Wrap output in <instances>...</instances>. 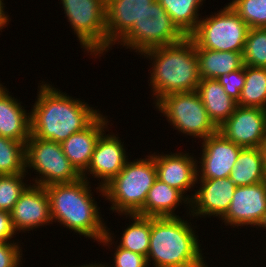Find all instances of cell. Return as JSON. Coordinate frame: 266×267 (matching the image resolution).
Masks as SVG:
<instances>
[{
  "instance_id": "obj_26",
  "label": "cell",
  "mask_w": 266,
  "mask_h": 267,
  "mask_svg": "<svg viewBox=\"0 0 266 267\" xmlns=\"http://www.w3.org/2000/svg\"><path fill=\"white\" fill-rule=\"evenodd\" d=\"M244 75L245 84L237 105L266 110V68L244 65Z\"/></svg>"
},
{
  "instance_id": "obj_14",
  "label": "cell",
  "mask_w": 266,
  "mask_h": 267,
  "mask_svg": "<svg viewBox=\"0 0 266 267\" xmlns=\"http://www.w3.org/2000/svg\"><path fill=\"white\" fill-rule=\"evenodd\" d=\"M266 211V181L250 186L236 187L226 214L221 218L225 225L256 227Z\"/></svg>"
},
{
  "instance_id": "obj_31",
  "label": "cell",
  "mask_w": 266,
  "mask_h": 267,
  "mask_svg": "<svg viewBox=\"0 0 266 267\" xmlns=\"http://www.w3.org/2000/svg\"><path fill=\"white\" fill-rule=\"evenodd\" d=\"M26 173L0 175V210L11 212L19 197L29 187L23 182Z\"/></svg>"
},
{
  "instance_id": "obj_17",
  "label": "cell",
  "mask_w": 266,
  "mask_h": 267,
  "mask_svg": "<svg viewBox=\"0 0 266 267\" xmlns=\"http://www.w3.org/2000/svg\"><path fill=\"white\" fill-rule=\"evenodd\" d=\"M157 171V178L181 191H186L197 184V159L188 153L178 152L162 155L152 154Z\"/></svg>"
},
{
  "instance_id": "obj_19",
  "label": "cell",
  "mask_w": 266,
  "mask_h": 267,
  "mask_svg": "<svg viewBox=\"0 0 266 267\" xmlns=\"http://www.w3.org/2000/svg\"><path fill=\"white\" fill-rule=\"evenodd\" d=\"M105 115H99L84 130L70 135L61 143L63 153L75 169L82 174L88 167L100 135L108 128Z\"/></svg>"
},
{
  "instance_id": "obj_32",
  "label": "cell",
  "mask_w": 266,
  "mask_h": 267,
  "mask_svg": "<svg viewBox=\"0 0 266 267\" xmlns=\"http://www.w3.org/2000/svg\"><path fill=\"white\" fill-rule=\"evenodd\" d=\"M113 264L107 267H149L147 257L115 245Z\"/></svg>"
},
{
  "instance_id": "obj_18",
  "label": "cell",
  "mask_w": 266,
  "mask_h": 267,
  "mask_svg": "<svg viewBox=\"0 0 266 267\" xmlns=\"http://www.w3.org/2000/svg\"><path fill=\"white\" fill-rule=\"evenodd\" d=\"M156 0H106V51L112 48Z\"/></svg>"
},
{
  "instance_id": "obj_16",
  "label": "cell",
  "mask_w": 266,
  "mask_h": 267,
  "mask_svg": "<svg viewBox=\"0 0 266 267\" xmlns=\"http://www.w3.org/2000/svg\"><path fill=\"white\" fill-rule=\"evenodd\" d=\"M11 213L15 231H31L52 224L50 200L45 187L29 185L14 205Z\"/></svg>"
},
{
  "instance_id": "obj_21",
  "label": "cell",
  "mask_w": 266,
  "mask_h": 267,
  "mask_svg": "<svg viewBox=\"0 0 266 267\" xmlns=\"http://www.w3.org/2000/svg\"><path fill=\"white\" fill-rule=\"evenodd\" d=\"M184 201V202H183ZM185 204L190 205V196L183 194L178 189L169 186L158 178L147 194L143 208L137 213L147 217H178L175 209Z\"/></svg>"
},
{
  "instance_id": "obj_27",
  "label": "cell",
  "mask_w": 266,
  "mask_h": 267,
  "mask_svg": "<svg viewBox=\"0 0 266 267\" xmlns=\"http://www.w3.org/2000/svg\"><path fill=\"white\" fill-rule=\"evenodd\" d=\"M127 216L134 221L124 229L118 246L147 257L150 245L151 217L138 214H127Z\"/></svg>"
},
{
  "instance_id": "obj_11",
  "label": "cell",
  "mask_w": 266,
  "mask_h": 267,
  "mask_svg": "<svg viewBox=\"0 0 266 267\" xmlns=\"http://www.w3.org/2000/svg\"><path fill=\"white\" fill-rule=\"evenodd\" d=\"M218 132L227 140L247 147H262L266 137V110L258 107L237 106Z\"/></svg>"
},
{
  "instance_id": "obj_39",
  "label": "cell",
  "mask_w": 266,
  "mask_h": 267,
  "mask_svg": "<svg viewBox=\"0 0 266 267\" xmlns=\"http://www.w3.org/2000/svg\"><path fill=\"white\" fill-rule=\"evenodd\" d=\"M258 227H260V228L263 227L264 229H266V211H265L264 217H263L262 221L260 222V224L258 225Z\"/></svg>"
},
{
  "instance_id": "obj_28",
  "label": "cell",
  "mask_w": 266,
  "mask_h": 267,
  "mask_svg": "<svg viewBox=\"0 0 266 267\" xmlns=\"http://www.w3.org/2000/svg\"><path fill=\"white\" fill-rule=\"evenodd\" d=\"M26 173L25 144L0 136V175Z\"/></svg>"
},
{
  "instance_id": "obj_36",
  "label": "cell",
  "mask_w": 266,
  "mask_h": 267,
  "mask_svg": "<svg viewBox=\"0 0 266 267\" xmlns=\"http://www.w3.org/2000/svg\"><path fill=\"white\" fill-rule=\"evenodd\" d=\"M5 4L3 3V0H0V31L2 32V28L4 27V26H6L7 24H8V22L10 21L9 19L10 18H8L9 17V15H7L6 13L7 12H5L4 11V6Z\"/></svg>"
},
{
  "instance_id": "obj_20",
  "label": "cell",
  "mask_w": 266,
  "mask_h": 267,
  "mask_svg": "<svg viewBox=\"0 0 266 267\" xmlns=\"http://www.w3.org/2000/svg\"><path fill=\"white\" fill-rule=\"evenodd\" d=\"M5 87L0 88V136L26 144L31 136L30 111Z\"/></svg>"
},
{
  "instance_id": "obj_29",
  "label": "cell",
  "mask_w": 266,
  "mask_h": 267,
  "mask_svg": "<svg viewBox=\"0 0 266 267\" xmlns=\"http://www.w3.org/2000/svg\"><path fill=\"white\" fill-rule=\"evenodd\" d=\"M244 65L266 68V28H250L243 50Z\"/></svg>"
},
{
  "instance_id": "obj_6",
  "label": "cell",
  "mask_w": 266,
  "mask_h": 267,
  "mask_svg": "<svg viewBox=\"0 0 266 267\" xmlns=\"http://www.w3.org/2000/svg\"><path fill=\"white\" fill-rule=\"evenodd\" d=\"M200 19L189 36L196 48L243 53L250 28L229 5Z\"/></svg>"
},
{
  "instance_id": "obj_23",
  "label": "cell",
  "mask_w": 266,
  "mask_h": 267,
  "mask_svg": "<svg viewBox=\"0 0 266 267\" xmlns=\"http://www.w3.org/2000/svg\"><path fill=\"white\" fill-rule=\"evenodd\" d=\"M229 178L237 187L255 185L266 181V167L262 148H242Z\"/></svg>"
},
{
  "instance_id": "obj_34",
  "label": "cell",
  "mask_w": 266,
  "mask_h": 267,
  "mask_svg": "<svg viewBox=\"0 0 266 267\" xmlns=\"http://www.w3.org/2000/svg\"><path fill=\"white\" fill-rule=\"evenodd\" d=\"M20 246L18 242H0V267L21 266L22 250Z\"/></svg>"
},
{
  "instance_id": "obj_38",
  "label": "cell",
  "mask_w": 266,
  "mask_h": 267,
  "mask_svg": "<svg viewBox=\"0 0 266 267\" xmlns=\"http://www.w3.org/2000/svg\"><path fill=\"white\" fill-rule=\"evenodd\" d=\"M262 151L264 155V161H265V167H266V137L264 138L263 144H262Z\"/></svg>"
},
{
  "instance_id": "obj_24",
  "label": "cell",
  "mask_w": 266,
  "mask_h": 267,
  "mask_svg": "<svg viewBox=\"0 0 266 267\" xmlns=\"http://www.w3.org/2000/svg\"><path fill=\"white\" fill-rule=\"evenodd\" d=\"M196 55L200 79H217L244 66L243 55L239 52L196 48Z\"/></svg>"
},
{
  "instance_id": "obj_13",
  "label": "cell",
  "mask_w": 266,
  "mask_h": 267,
  "mask_svg": "<svg viewBox=\"0 0 266 267\" xmlns=\"http://www.w3.org/2000/svg\"><path fill=\"white\" fill-rule=\"evenodd\" d=\"M197 183L200 187L199 190H194L195 194H191L187 215L197 218L198 216L206 218L207 215L222 218L229 209L237 186L229 177L197 179Z\"/></svg>"
},
{
  "instance_id": "obj_15",
  "label": "cell",
  "mask_w": 266,
  "mask_h": 267,
  "mask_svg": "<svg viewBox=\"0 0 266 267\" xmlns=\"http://www.w3.org/2000/svg\"><path fill=\"white\" fill-rule=\"evenodd\" d=\"M119 138L114 133L106 135L105 131L100 135L90 163L81 174L82 178L88 180L87 174H91L92 177L98 178L99 186L104 187L123 169L129 159L126 156L124 142Z\"/></svg>"
},
{
  "instance_id": "obj_35",
  "label": "cell",
  "mask_w": 266,
  "mask_h": 267,
  "mask_svg": "<svg viewBox=\"0 0 266 267\" xmlns=\"http://www.w3.org/2000/svg\"><path fill=\"white\" fill-rule=\"evenodd\" d=\"M16 233L12 224L11 213L0 210V242H14V239L13 241L11 239Z\"/></svg>"
},
{
  "instance_id": "obj_1",
  "label": "cell",
  "mask_w": 266,
  "mask_h": 267,
  "mask_svg": "<svg viewBox=\"0 0 266 267\" xmlns=\"http://www.w3.org/2000/svg\"><path fill=\"white\" fill-rule=\"evenodd\" d=\"M38 85L37 100L30 111L31 136L62 143L88 127L100 114L87 102L63 93L51 84Z\"/></svg>"
},
{
  "instance_id": "obj_2",
  "label": "cell",
  "mask_w": 266,
  "mask_h": 267,
  "mask_svg": "<svg viewBox=\"0 0 266 267\" xmlns=\"http://www.w3.org/2000/svg\"><path fill=\"white\" fill-rule=\"evenodd\" d=\"M89 183L91 182L81 177L72 183L45 187L50 200L51 219L52 222L57 221L75 233L109 247L115 243L112 242L114 236H111L110 229L106 227L101 212L98 211L99 206L92 196Z\"/></svg>"
},
{
  "instance_id": "obj_9",
  "label": "cell",
  "mask_w": 266,
  "mask_h": 267,
  "mask_svg": "<svg viewBox=\"0 0 266 267\" xmlns=\"http://www.w3.org/2000/svg\"><path fill=\"white\" fill-rule=\"evenodd\" d=\"M172 128L187 136L202 140L218 132L209 118L197 91L172 93L162 97L155 105Z\"/></svg>"
},
{
  "instance_id": "obj_33",
  "label": "cell",
  "mask_w": 266,
  "mask_h": 267,
  "mask_svg": "<svg viewBox=\"0 0 266 267\" xmlns=\"http://www.w3.org/2000/svg\"><path fill=\"white\" fill-rule=\"evenodd\" d=\"M225 92L235 101H239L240 92L245 84L244 66L229 74H225L216 79Z\"/></svg>"
},
{
  "instance_id": "obj_5",
  "label": "cell",
  "mask_w": 266,
  "mask_h": 267,
  "mask_svg": "<svg viewBox=\"0 0 266 267\" xmlns=\"http://www.w3.org/2000/svg\"><path fill=\"white\" fill-rule=\"evenodd\" d=\"M137 160V161H136ZM157 179L153 155L127 161L123 169L104 187H96L110 210L120 215L137 214L144 206L148 191Z\"/></svg>"
},
{
  "instance_id": "obj_12",
  "label": "cell",
  "mask_w": 266,
  "mask_h": 267,
  "mask_svg": "<svg viewBox=\"0 0 266 267\" xmlns=\"http://www.w3.org/2000/svg\"><path fill=\"white\" fill-rule=\"evenodd\" d=\"M202 141V155L197 161L200 163V168L197 166V179L229 177L243 147L227 140L219 132Z\"/></svg>"
},
{
  "instance_id": "obj_7",
  "label": "cell",
  "mask_w": 266,
  "mask_h": 267,
  "mask_svg": "<svg viewBox=\"0 0 266 267\" xmlns=\"http://www.w3.org/2000/svg\"><path fill=\"white\" fill-rule=\"evenodd\" d=\"M186 37L156 0L116 44L142 54L155 47L176 44Z\"/></svg>"
},
{
  "instance_id": "obj_37",
  "label": "cell",
  "mask_w": 266,
  "mask_h": 267,
  "mask_svg": "<svg viewBox=\"0 0 266 267\" xmlns=\"http://www.w3.org/2000/svg\"><path fill=\"white\" fill-rule=\"evenodd\" d=\"M66 267H68V266H66ZM72 267H77V266H72ZM78 267H104V264H101V263L100 264L99 263L96 264V263L92 262V264H90V263H89V265L88 264H86V265L83 264V265L78 266Z\"/></svg>"
},
{
  "instance_id": "obj_22",
  "label": "cell",
  "mask_w": 266,
  "mask_h": 267,
  "mask_svg": "<svg viewBox=\"0 0 266 267\" xmlns=\"http://www.w3.org/2000/svg\"><path fill=\"white\" fill-rule=\"evenodd\" d=\"M209 118L219 127L235 111L237 101L231 98L216 79H200L196 90Z\"/></svg>"
},
{
  "instance_id": "obj_3",
  "label": "cell",
  "mask_w": 266,
  "mask_h": 267,
  "mask_svg": "<svg viewBox=\"0 0 266 267\" xmlns=\"http://www.w3.org/2000/svg\"><path fill=\"white\" fill-rule=\"evenodd\" d=\"M141 55L152 62L150 84L156 104L172 93L196 91L200 83L195 42L186 37L173 45L149 49Z\"/></svg>"
},
{
  "instance_id": "obj_25",
  "label": "cell",
  "mask_w": 266,
  "mask_h": 267,
  "mask_svg": "<svg viewBox=\"0 0 266 267\" xmlns=\"http://www.w3.org/2000/svg\"><path fill=\"white\" fill-rule=\"evenodd\" d=\"M177 27L189 37L197 28L199 8L205 0H157Z\"/></svg>"
},
{
  "instance_id": "obj_4",
  "label": "cell",
  "mask_w": 266,
  "mask_h": 267,
  "mask_svg": "<svg viewBox=\"0 0 266 267\" xmlns=\"http://www.w3.org/2000/svg\"><path fill=\"white\" fill-rule=\"evenodd\" d=\"M181 217H151L147 261L154 267H206L198 236Z\"/></svg>"
},
{
  "instance_id": "obj_8",
  "label": "cell",
  "mask_w": 266,
  "mask_h": 267,
  "mask_svg": "<svg viewBox=\"0 0 266 267\" xmlns=\"http://www.w3.org/2000/svg\"><path fill=\"white\" fill-rule=\"evenodd\" d=\"M25 168L27 174L28 168L39 173L32 184L43 187L72 183L82 177L63 153L61 143L35 136L25 144Z\"/></svg>"
},
{
  "instance_id": "obj_30",
  "label": "cell",
  "mask_w": 266,
  "mask_h": 267,
  "mask_svg": "<svg viewBox=\"0 0 266 267\" xmlns=\"http://www.w3.org/2000/svg\"><path fill=\"white\" fill-rule=\"evenodd\" d=\"M228 5L249 28H266V0H232Z\"/></svg>"
},
{
  "instance_id": "obj_10",
  "label": "cell",
  "mask_w": 266,
  "mask_h": 267,
  "mask_svg": "<svg viewBox=\"0 0 266 267\" xmlns=\"http://www.w3.org/2000/svg\"><path fill=\"white\" fill-rule=\"evenodd\" d=\"M60 4L84 52L96 58L103 55L106 52V0H61Z\"/></svg>"
}]
</instances>
